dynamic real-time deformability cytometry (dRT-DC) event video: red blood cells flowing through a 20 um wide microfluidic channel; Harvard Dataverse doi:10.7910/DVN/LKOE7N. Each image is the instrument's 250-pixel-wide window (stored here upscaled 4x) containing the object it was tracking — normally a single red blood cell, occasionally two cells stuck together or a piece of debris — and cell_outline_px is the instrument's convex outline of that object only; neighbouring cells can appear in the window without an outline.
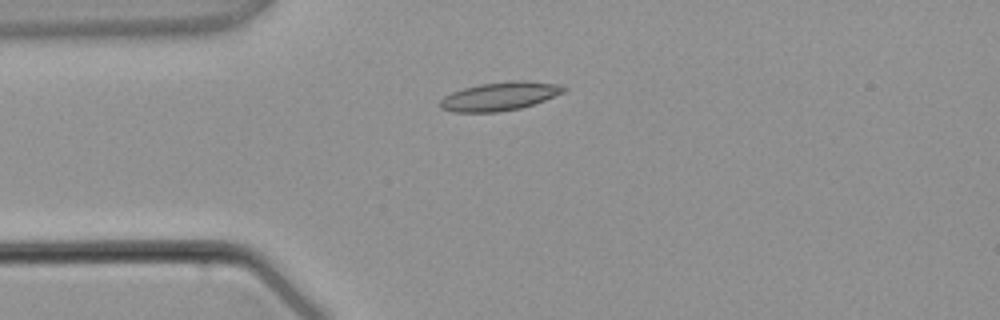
{"species": "common noctule bat (a hibernating species)", "species_latin": "Nyctalus noctula", "temperature_condition": "warm", "stored_images_in_passage": 2, "camera_frame_rate_fps": 3000, "um_per_image_px": 0.085, "animal": {"sex": "male", "body_mass_g": 21.5, "forearm_length_mm": 52.0}, "frame": {"image": 1, "passage_image": 2, "time_ms": 1.0, "image_size_px": [1000, 320], "cell_outline_px": [[568, 88], [564, 92], [544, 100], [520, 108], [496, 112], [452, 112], [440, 108], [440, 100], [444, 96], [452, 92], [464, 88], [480, 84], [512, 80], [528, 80], [560, 84]], "centroid_in_image_um": [42.49, 8.17], "position_along_channel_um": 42.5, "area_um2": 20.58}}